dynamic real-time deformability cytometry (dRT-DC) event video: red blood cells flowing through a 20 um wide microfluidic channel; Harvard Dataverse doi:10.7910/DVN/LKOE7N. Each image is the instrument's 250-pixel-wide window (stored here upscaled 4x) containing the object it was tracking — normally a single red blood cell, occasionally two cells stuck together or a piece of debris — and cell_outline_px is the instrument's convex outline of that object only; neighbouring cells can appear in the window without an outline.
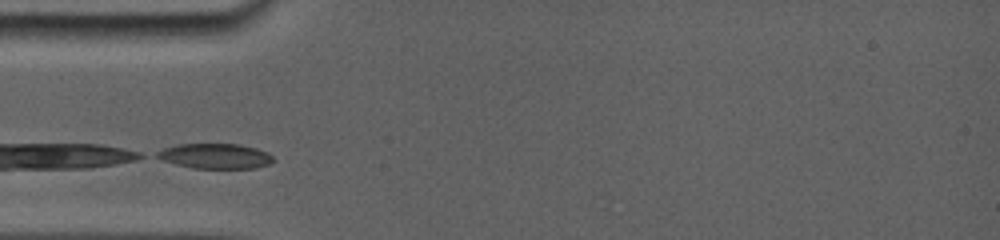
{"species": "common noctule bat (a hibernating species)", "species_latin": "Nyctalus noctula", "temperature_condition": "room temperature", "stored_images_in_passage": 20, "camera_frame_rate_fps": 5000, "um_per_image_px": 0.085, "animal": {"sex": "female", "body_mass_g": 19.0, "forearm_length_mm": 56.7}, "frame": {"image": 1, "passage_image": 1, "time_ms": 0.0, "image_size_px": [1000, 240], "cell_outline_px": [[272, 164], [256, 168], [192, 168], [176, 164], [164, 160], [156, 156], [156, 152], [164, 148], [180, 144], [236, 144], [268, 152], [272, 156]], "centroid_in_image_um": [18.31, 13.27], "position_along_channel_um": 66.7, "area_um2": 16.76}}
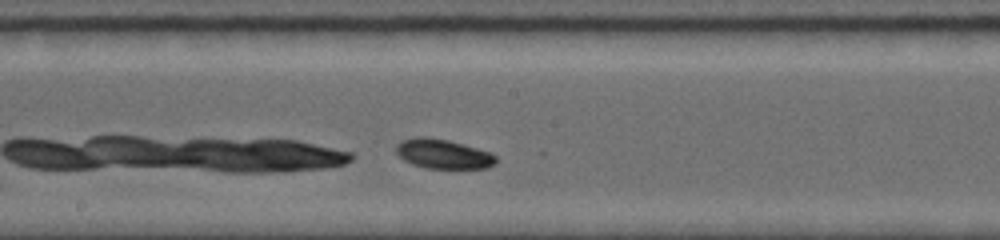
{"frame": {"image": 2, "passage_image": 7, "time_ms": 3.8, "image_size_px": [1000, 240], "cell_outline_px": [[496, 164], [488, 168], [428, 168], [412, 164], [404, 160], [396, 152], [396, 148], [404, 140], [416, 136], [424, 136], [448, 140], [492, 152], [496, 156]], "centroid_in_image_um": [37.72, 13.09], "position_along_channel_um": 210.5, "area_um2": 17.05}}
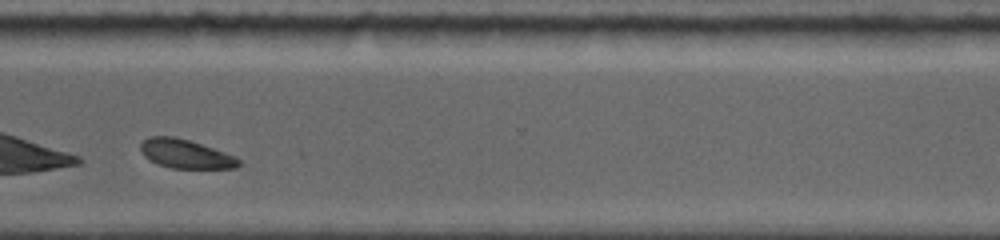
{"frame": {"image": 3, "passage_image": 17, "time_ms": 7.6, "image_size_px": [1000, 240], "cell_outline_px": [[240, 164], [236, 168], [172, 168], [160, 164], [144, 156], [140, 148], [140, 144], [148, 136], [172, 136], [188, 140], [236, 156], [240, 160]], "centroid_in_image_um": [15.78, 13.08], "position_along_channel_um": 354.8, "area_um2": 16.24}}